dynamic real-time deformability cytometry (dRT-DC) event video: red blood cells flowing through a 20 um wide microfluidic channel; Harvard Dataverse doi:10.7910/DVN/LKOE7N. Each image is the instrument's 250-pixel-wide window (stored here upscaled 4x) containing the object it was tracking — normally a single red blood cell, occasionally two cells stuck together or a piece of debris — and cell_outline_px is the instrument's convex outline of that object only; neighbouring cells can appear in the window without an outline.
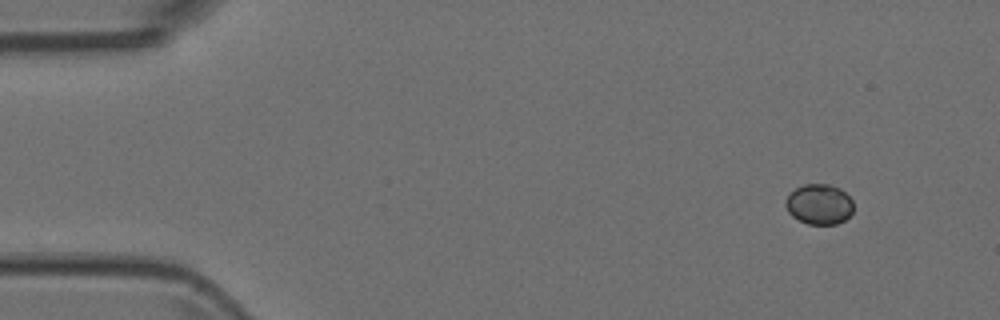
{"species": "Egyptian fruit bat (a non-hibernating species)", "species_latin": "Rousettus aegyptiacus", "temperature_condition": "room temperature", "stored_images_in_passage": 5, "camera_frame_rate_fps": 3000, "um_per_image_px": 0.085, "animal": {"sex": "female"}, "frame": {"image": 1, "passage_image": 1, "time_ms": 0.0, "image_size_px": [1000, 320], "cell_outline_px": [[852, 212], [844, 220], [836, 224], [808, 224], [792, 216], [788, 212], [784, 204], [784, 200], [796, 188], [804, 184], [828, 184], [840, 188], [852, 200]], "centroid_in_image_um": [69.61, 17.36], "position_along_channel_um": 15.4, "area_um2": 15.84}}
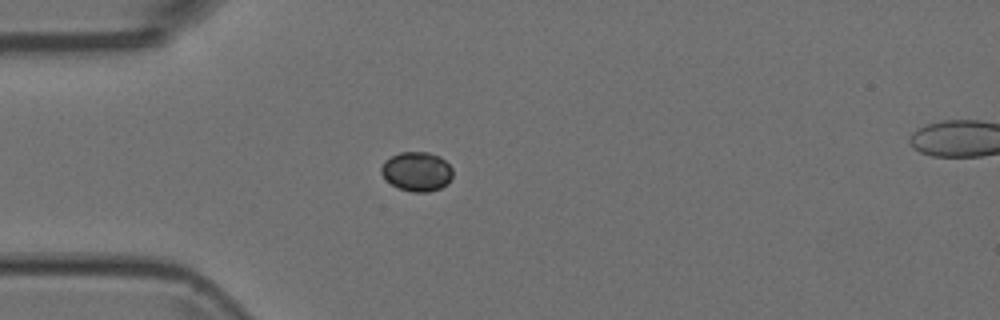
{"frame": {"image": 2, "passage_image": 4, "time_ms": 1.0, "image_size_px": [1000, 320], "cell_outline_px": [[452, 176], [448, 184], [440, 188], [428, 192], [412, 192], [400, 188], [392, 184], [380, 172], [380, 168], [384, 160], [400, 152], [428, 152], [440, 156], [452, 168]], "centroid_in_image_um": [35.44, 14.57], "position_along_channel_um": 49.6, "area_um2": 16.36}}